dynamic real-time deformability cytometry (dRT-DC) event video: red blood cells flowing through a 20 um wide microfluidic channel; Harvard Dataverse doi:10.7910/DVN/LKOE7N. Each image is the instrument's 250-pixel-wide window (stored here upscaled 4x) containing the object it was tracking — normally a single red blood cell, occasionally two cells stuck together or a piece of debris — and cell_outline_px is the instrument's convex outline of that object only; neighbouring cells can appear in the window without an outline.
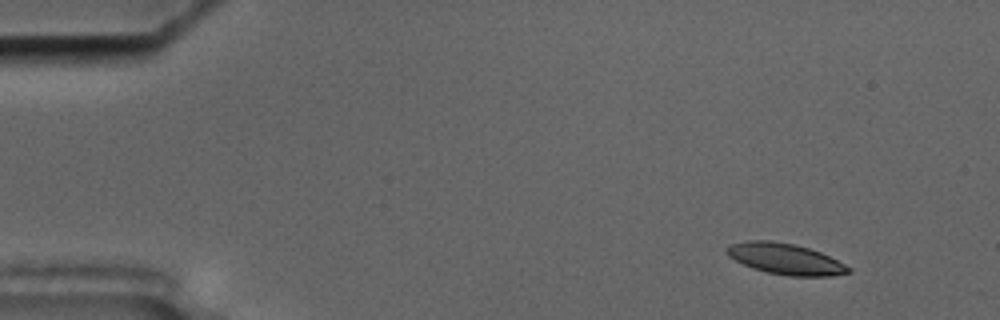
{"species": "common noctule bat (a hibernating species)", "species_latin": "Nyctalus noctula", "temperature_condition": "cold", "stored_images_in_passage": 53, "camera_frame_rate_fps": 3000, "um_per_image_px": 0.085, "animal": {"sex": "male", "body_mass_g": 17.5, "forearm_length_mm": 52.3}, "frame": {"image": 1, "passage_image": 1, "time_ms": 0.0, "image_size_px": [1000, 320], "cell_outline_px": [[852, 272], [828, 276], [788, 276], [768, 272], [752, 268], [728, 256], [724, 248], [732, 244], [748, 240], [772, 240], [796, 244], [820, 252], [852, 268]], "centroid_in_image_um": [66.74, 22.0], "position_along_channel_um": 18.3, "area_um2": 21.91}}
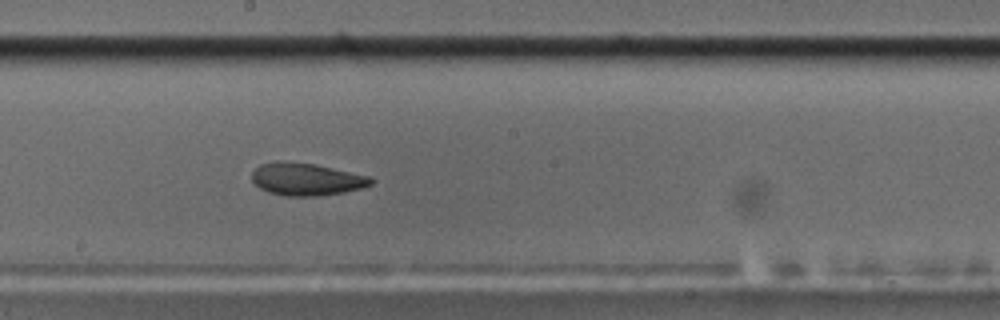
{"frame": {"image": 2, "passage_image": 27, "time_ms": 8.667, "image_size_px": [1000, 320], "cell_outline_px": [[372, 184], [364, 188], [344, 192], [316, 196], [284, 196], [268, 192], [260, 188], [252, 180], [252, 172], [260, 164], [276, 160], [312, 164], [372, 176]], "centroid_in_image_um": [26.04, 15.24], "position_along_channel_um": 222.2, "area_um2": 22.54}}
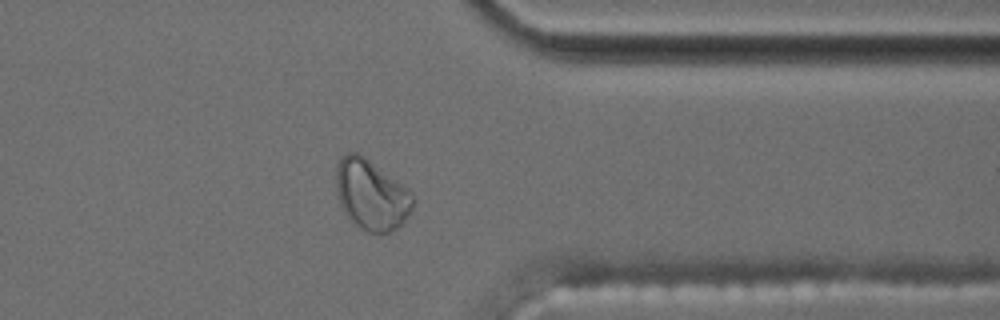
{"frame": {"image": 3, "passage_image": 41, "time_ms": 13.333, "image_size_px": [1000, 320], "cell_outline_px": [[416, 200], [412, 208], [404, 220], [392, 232], [368, 232], [360, 228], [344, 212], [340, 204], [336, 192], [336, 168], [340, 156], [348, 152], [356, 152], [364, 156], [408, 188], [412, 192]], "centroid_in_image_um": [31.56, 16.53], "position_along_channel_um": 379.8, "area_um2": 31.44}, "authors_computed_cell_mechanics": {"area_um2": 22.831, "velocity_mm_per_s": 3.5176, "shape_relaxation_time_tau1_ms": 8.2383, "shape_relaxation_time_tau2_ms": 1.9464, "deformation_change_tau1": 0.2155, "deformation_change_tau2": 0.0689}}